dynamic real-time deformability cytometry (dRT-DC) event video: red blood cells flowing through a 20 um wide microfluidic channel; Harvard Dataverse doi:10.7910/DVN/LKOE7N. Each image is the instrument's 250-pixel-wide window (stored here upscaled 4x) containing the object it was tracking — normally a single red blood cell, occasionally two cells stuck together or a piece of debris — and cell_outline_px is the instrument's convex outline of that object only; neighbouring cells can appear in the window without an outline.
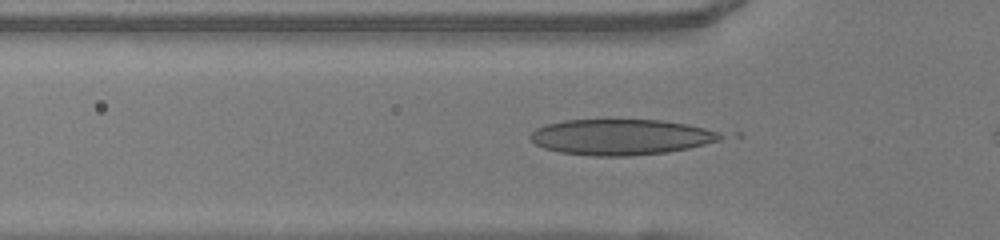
{"species": "human", "species_latin": "Homo sapiens", "temperature_condition": "warm", "stored_images_in_passage": 30, "camera_frame_rate_fps": 3000, "um_per_image_px": 0.085, "donor": {"sex": "female"}, "frame": {"image": 1, "passage_image": 5, "time_ms": 1.333, "image_size_px": [1000, 240], "cell_outline_px": [[728, 136], [720, 140], [688, 148], [668, 152], [628, 156], [592, 156], [560, 152], [544, 148], [536, 144], [528, 136], [536, 128], [548, 124], [564, 120], [664, 120], [688, 124], [704, 128]], "centroid_in_image_um": [52.78, 11.65], "position_along_channel_um": 73.0, "area_um2": 39.54}}
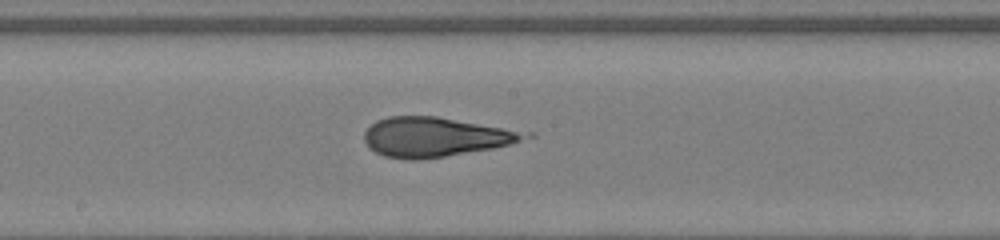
{"frame": {"image": 2, "passage_image": 15, "time_ms": 4.667, "image_size_px": [1000, 240], "cell_outline_px": [[536, 136], [508, 144], [492, 148], [444, 156], [416, 160], [412, 160], [384, 156], [368, 148], [364, 140], [364, 132], [376, 120], [388, 116], [436, 116], [536, 132]], "centroid_in_image_um": [37.06, 11.62], "position_along_channel_um": 211.1, "area_um2": 37.22}}
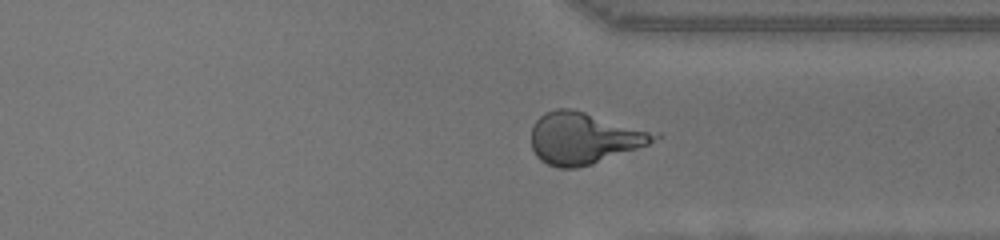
{"frame": {"image": 3, "passage_image": 26, "time_ms": 8.333, "image_size_px": [1000, 240], "cell_outline_px": [[664, 136], [648, 144], [592, 164], [576, 168], [556, 168], [540, 160], [536, 156], [532, 148], [532, 124], [544, 112], [556, 108], [572, 108], [660, 132]], "centroid_in_image_um": [49.67, 11.72], "position_along_channel_um": 361.7, "area_um2": 37.45}}